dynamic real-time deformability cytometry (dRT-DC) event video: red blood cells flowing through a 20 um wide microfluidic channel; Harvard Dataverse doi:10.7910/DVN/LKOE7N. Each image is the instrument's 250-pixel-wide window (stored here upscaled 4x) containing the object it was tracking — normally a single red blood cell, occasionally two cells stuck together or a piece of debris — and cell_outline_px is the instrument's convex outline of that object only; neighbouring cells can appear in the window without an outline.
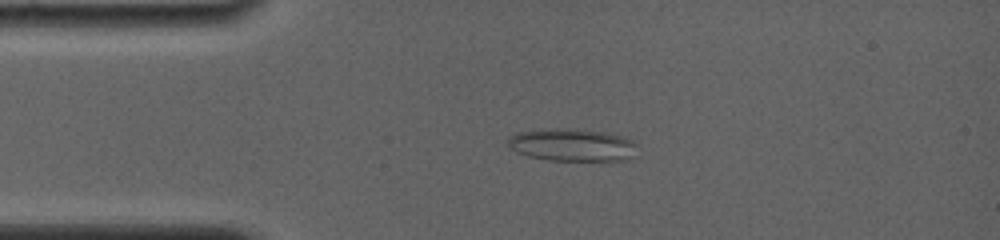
{"species": "common noctule bat (a hibernating species)", "species_latin": "Nyctalus noctula", "temperature_condition": "room temperature", "stored_images_in_passage": 10, "camera_frame_rate_fps": 4000, "um_per_image_px": 0.085, "animal": {"sex": "female", "body_mass_g": 19.0, "forearm_length_mm": 56.7}, "frame": {"image": 1, "passage_image": 4, "time_ms": 2.5, "image_size_px": [1000, 240], "cell_outline_px": [[636, 144], [632, 156], [624, 160], [548, 160], [528, 156], [516, 152], [508, 144], [508, 136], [516, 132], [540, 128], [568, 128], [600, 132], [620, 136], [632, 140]], "centroid_in_image_um": [48.54, 12.3], "position_along_channel_um": 36.5, "area_um2": 24.39}}
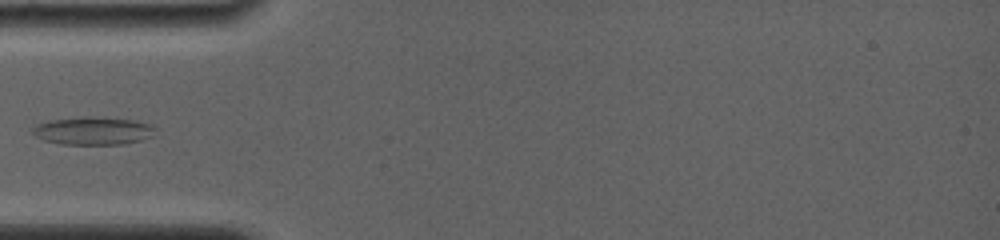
{"frame": {"image": 2, "passage_image": 6, "time_ms": 4.25, "image_size_px": [1000, 240], "cell_outline_px": [[156, 128], [152, 136], [140, 140], [120, 144], [60, 144], [44, 140], [36, 136], [32, 132], [32, 128], [36, 124], [48, 120], [80, 116], [92, 116], [132, 120], [152, 124]], "centroid_in_image_um": [7.88, 11.1], "position_along_channel_um": 77.1, "area_um2": 20.06}}
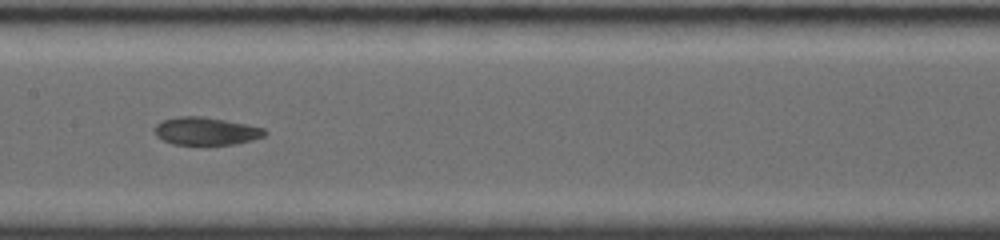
{"frame": {"image": 3, "passage_image": 9, "time_ms": 7.25, "image_size_px": [1000, 240], "cell_outline_px": [[268, 132], [264, 136], [252, 140], [236, 144], [172, 144], [156, 136], [156, 124], [160, 120], [176, 116], [204, 116], [264, 128]], "centroid_in_image_um": [17.5, 11.13], "position_along_channel_um": 189.9, "area_um2": 17.74}}